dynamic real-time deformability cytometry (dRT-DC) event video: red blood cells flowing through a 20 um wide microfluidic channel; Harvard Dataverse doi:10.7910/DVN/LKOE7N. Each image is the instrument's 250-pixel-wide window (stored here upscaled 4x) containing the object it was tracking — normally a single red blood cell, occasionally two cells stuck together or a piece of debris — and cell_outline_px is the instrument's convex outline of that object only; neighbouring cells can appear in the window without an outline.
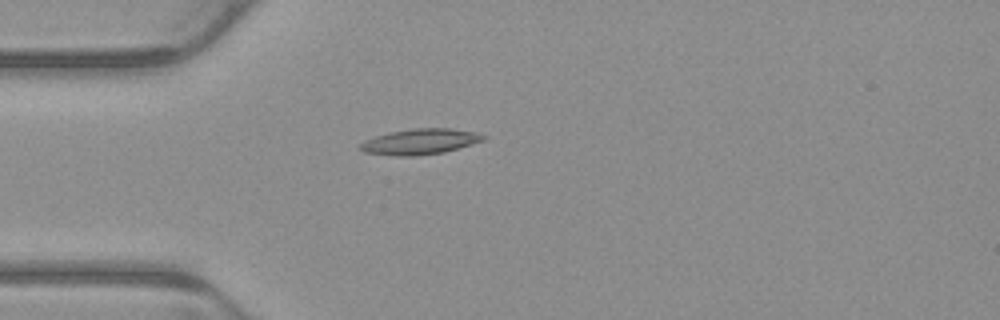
{"species": "common noctule bat (a hibernating species)", "species_latin": "Nyctalus noctula", "temperature_condition": "warm", "stored_images_in_passage": 3, "camera_frame_rate_fps": 3000, "um_per_image_px": 0.085, "animal": {"sex": "male", "body_mass_g": 23.1, "forearm_length_mm": 52.7}, "frame": {"image": 1, "passage_image": 2, "time_ms": 0.333, "image_size_px": [1000, 320], "cell_outline_px": [[488, 136], [484, 140], [472, 144], [444, 152], [416, 156], [396, 156], [364, 152], [360, 148], [360, 144], [364, 140], [388, 132], [416, 128], [452, 128], [476, 132]], "centroid_in_image_um": [35.73, 12.03], "position_along_channel_um": 49.3, "area_um2": 18.44}}